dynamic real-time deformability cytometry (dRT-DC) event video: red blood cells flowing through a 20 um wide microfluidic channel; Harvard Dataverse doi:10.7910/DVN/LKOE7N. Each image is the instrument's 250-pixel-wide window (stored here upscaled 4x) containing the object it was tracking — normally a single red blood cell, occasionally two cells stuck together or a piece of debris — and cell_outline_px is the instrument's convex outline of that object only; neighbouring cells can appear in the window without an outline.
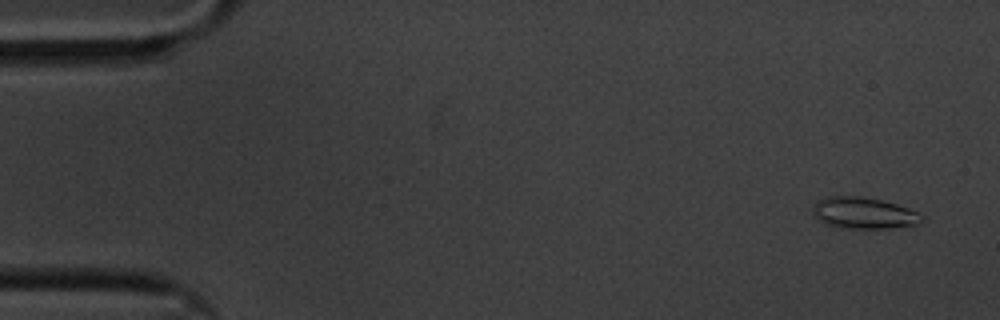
{"species": "common noctule bat (a hibernating species)", "species_latin": "Nyctalus noctula", "temperature_condition": "cold", "stored_images_in_passage": 33, "camera_frame_rate_fps": 3000, "um_per_image_px": 0.085, "animal": {"sex": "male", "body_mass_g": 20.1, "forearm_length_mm": 53.5}, "frame": {"image": 1, "passage_image": 3, "time_ms": 0.667, "image_size_px": [1000, 320], "cell_outline_px": [[924, 220], [916, 224], [888, 228], [848, 228], [824, 224], [812, 212], [812, 208], [820, 200], [828, 196], [860, 196], [880, 200], [896, 204], [908, 208], [924, 216]], "centroid_in_image_um": [73.42, 18.11], "position_along_channel_um": 11.6, "area_um2": 19.65}}
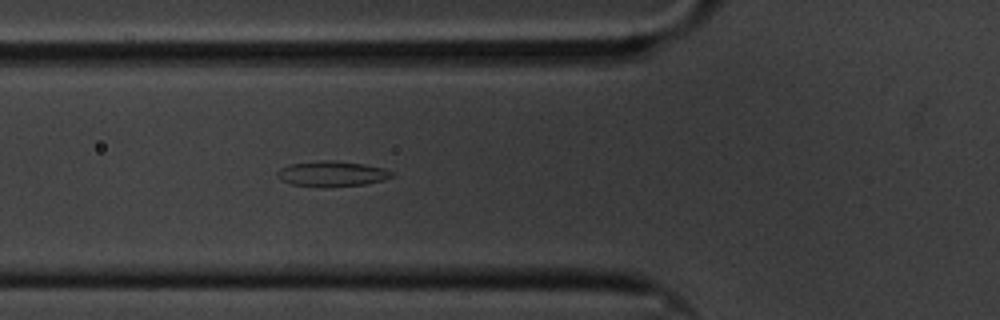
{"frame": {"image": 2, "passage_image": 21, "time_ms": 6.667, "image_size_px": [1000, 320], "cell_outline_px": [[392, 176], [384, 180], [364, 184], [292, 184], [280, 180], [276, 176], [276, 172], [280, 168], [288, 164], [320, 160], [336, 160], [364, 164], [384, 168], [392, 172]], "centroid_in_image_um": [28.19, 14.71], "position_along_channel_um": 97.6, "area_um2": 16.18}}
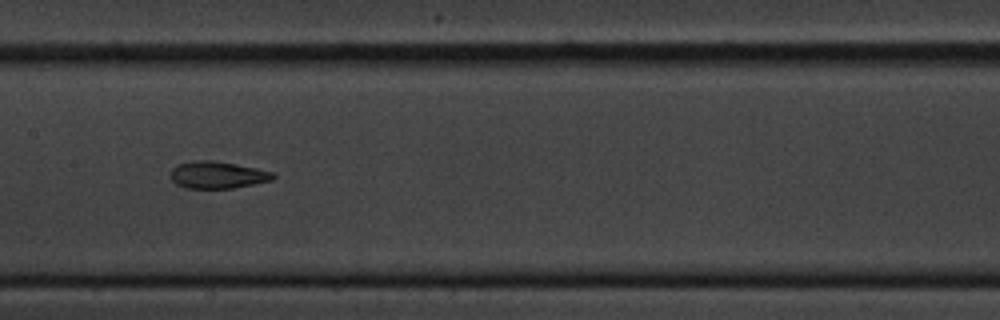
{"frame": {"image": 3, "passage_image": 29, "time_ms": 9.333, "image_size_px": [1000, 320], "cell_outline_px": [[276, 176], [272, 180], [232, 188], [184, 188], [176, 184], [172, 180], [172, 168], [180, 164], [192, 160], [212, 160], [236, 164], [256, 168], [272, 172]], "centroid_in_image_um": [18.48, 14.86], "position_along_channel_um": 188.9, "area_um2": 16.01}}